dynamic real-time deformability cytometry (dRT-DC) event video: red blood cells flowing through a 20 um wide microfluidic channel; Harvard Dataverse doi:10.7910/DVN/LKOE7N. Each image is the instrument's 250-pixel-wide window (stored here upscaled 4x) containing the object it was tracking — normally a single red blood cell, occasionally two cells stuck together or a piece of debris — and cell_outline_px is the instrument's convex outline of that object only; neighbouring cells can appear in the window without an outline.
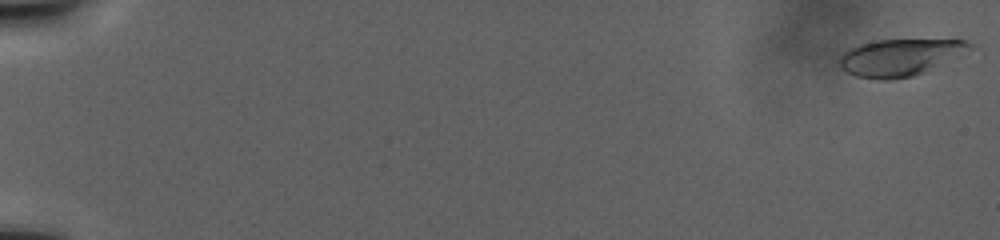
{"species": "human", "species_latin": "Homo sapiens", "temperature_condition": "warm", "stored_images_in_passage": 77, "camera_frame_rate_fps": 3000, "um_per_image_px": 0.085, "donor": {"sex": "male"}, "frame": {"image": 1, "passage_image": 1, "time_ms": 0.0, "image_size_px": [1000, 240], "cell_outline_px": [[972, 48], [912, 76], [888, 80], [880, 80], [856, 76], [840, 68], [840, 56], [848, 48], [860, 44], [880, 40], [964, 40], [972, 44]], "centroid_in_image_um": [76.39, 4.87], "position_along_channel_um": 8.6, "area_um2": 27.11}}
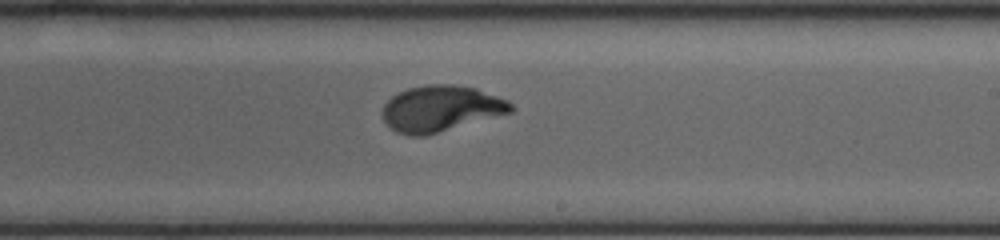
{"frame": {"image": 2, "passage_image": 42, "time_ms": 25.0, "image_size_px": [1000, 240], "cell_outline_px": [[516, 108], [512, 112], [424, 136], [408, 136], [396, 132], [384, 120], [380, 112], [384, 104], [392, 96], [408, 88], [424, 84], [452, 84], [476, 88], [508, 100]], "centroid_in_image_um": [37.46, 9.22], "position_along_channel_um": 251.5, "area_um2": 34.51}}
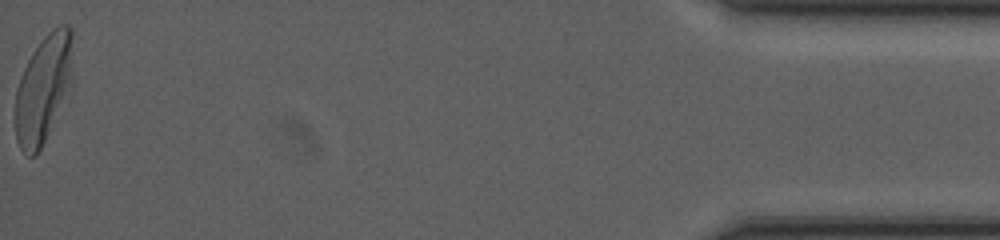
{"frame": {"image": 3, "passage_image": 77, "time_ms": 39.333, "image_size_px": [1000, 240], "cell_outline_px": [[72, 88], [36, 156], [28, 156], [20, 148], [16, 140], [16, 92], [24, 68], [32, 52], [44, 36], [52, 28], [60, 24], [68, 24], [72, 28]], "centroid_in_image_um": [3.72, 7.51], "position_along_channel_um": 431.5, "area_um2": 36.3}}